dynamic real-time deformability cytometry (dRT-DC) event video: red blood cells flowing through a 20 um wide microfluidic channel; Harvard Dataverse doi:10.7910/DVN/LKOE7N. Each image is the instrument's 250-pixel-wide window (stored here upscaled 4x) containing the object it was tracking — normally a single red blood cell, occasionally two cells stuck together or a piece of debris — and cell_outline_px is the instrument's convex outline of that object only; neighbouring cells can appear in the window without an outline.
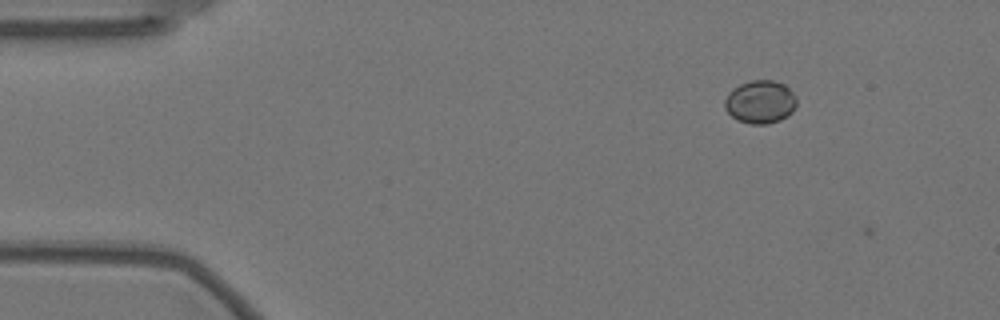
{"species": "Egyptian fruit bat (a non-hibernating species)", "species_latin": "Rousettus aegyptiacus", "temperature_condition": "warm", "stored_images_in_passage": 3, "camera_frame_rate_fps": 3000, "um_per_image_px": 0.085, "animal": {"sex": "female"}, "frame": {"image": 1, "passage_image": 2, "time_ms": 0.333, "image_size_px": [1000, 320], "cell_outline_px": [[796, 104], [792, 112], [788, 116], [780, 120], [764, 124], [752, 124], [736, 120], [724, 108], [724, 100], [728, 92], [732, 88], [740, 84], [752, 80], [772, 80], [784, 84], [796, 96]], "centroid_in_image_um": [64.6, 8.66], "position_along_channel_um": 20.4, "area_um2": 18.15}}